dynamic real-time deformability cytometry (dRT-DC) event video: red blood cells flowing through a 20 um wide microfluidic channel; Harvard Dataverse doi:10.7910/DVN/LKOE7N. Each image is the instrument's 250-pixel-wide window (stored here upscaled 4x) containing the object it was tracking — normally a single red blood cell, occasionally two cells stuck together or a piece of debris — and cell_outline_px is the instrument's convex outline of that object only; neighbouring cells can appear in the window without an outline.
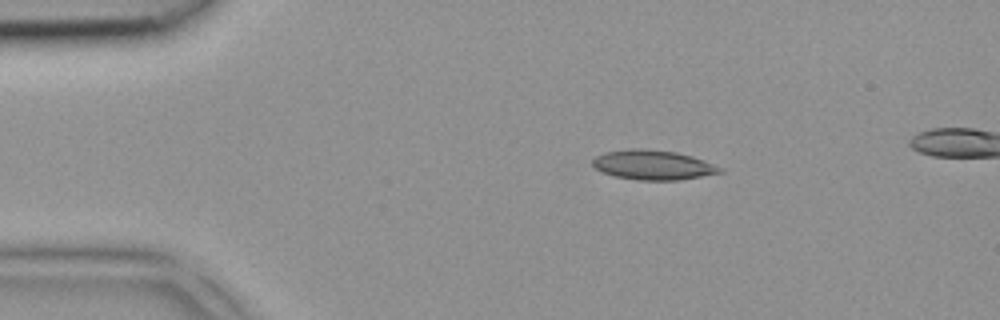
{"species": "common noctule bat (a hibernating species)", "species_latin": "Nyctalus noctula", "temperature_condition": "room temperature", "stored_images_in_passage": 4, "camera_frame_rate_fps": 3000, "um_per_image_px": 0.085, "animal": {"sex": "female", "body_mass_g": 18.4}, "frame": {"image": 1, "passage_image": 2, "time_ms": 0.333, "image_size_px": [1000, 320], "cell_outline_px": [[724, 172], [680, 180], [636, 180], [612, 176], [596, 168], [592, 164], [592, 160], [596, 156], [604, 152], [632, 148], [640, 148], [676, 152], [692, 156], [704, 160], [724, 168]], "centroid_in_image_um": [55.52, 14.02], "position_along_channel_um": 29.5, "area_um2": 22.14}}